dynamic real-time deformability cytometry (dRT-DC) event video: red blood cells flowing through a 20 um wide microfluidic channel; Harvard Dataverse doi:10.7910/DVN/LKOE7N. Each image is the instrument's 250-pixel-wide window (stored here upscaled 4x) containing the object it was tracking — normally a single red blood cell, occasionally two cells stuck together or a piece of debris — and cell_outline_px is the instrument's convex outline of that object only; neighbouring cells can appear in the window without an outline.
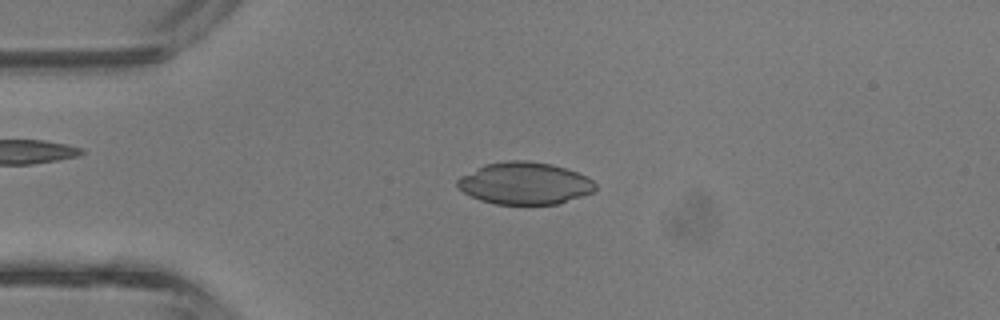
{"species": "common noctule bat (a hibernating species)", "species_latin": "Nyctalus noctula", "temperature_condition": "room temperature", "stored_images_in_passage": 41, "camera_frame_rate_fps": 3000, "um_per_image_px": 0.085, "animal": {"sex": "male", "body_mass_g": 13.3}, "frame": {"image": 1, "passage_image": 9, "time_ms": 2.667, "image_size_px": [1000, 320], "cell_outline_px": [[596, 188], [592, 192], [560, 204], [496, 204], [480, 200], [464, 192], [456, 184], [456, 180], [460, 176], [484, 164], [508, 160], [528, 160], [552, 164], [588, 176], [596, 184]], "centroid_in_image_um": [44.6, 15.57], "position_along_channel_um": 40.4, "area_um2": 33.93}}
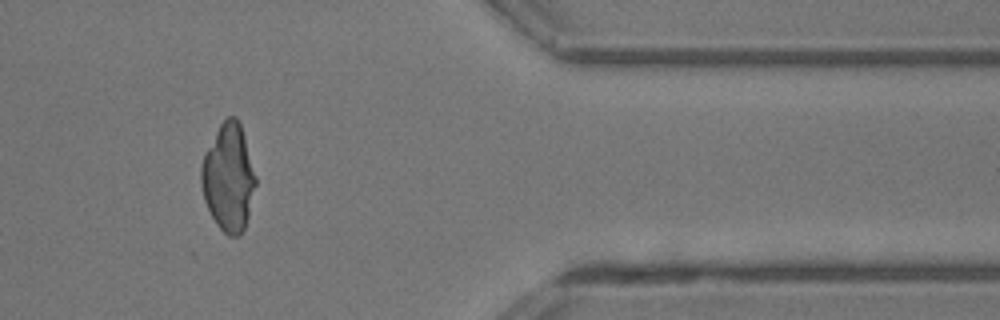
{"frame": {"image": 2, "passage_image": 34, "time_ms": 11.0, "image_size_px": [1000, 320], "cell_outline_px": [[256, 184], [248, 216], [244, 228], [240, 236], [228, 236], [216, 224], [204, 200], [200, 184], [200, 168], [204, 152], [220, 124], [228, 116], [236, 116], [240, 124], [256, 176]], "centroid_in_image_um": [19.4, 15.1], "position_along_channel_um": 392.0, "area_um2": 33.99}}
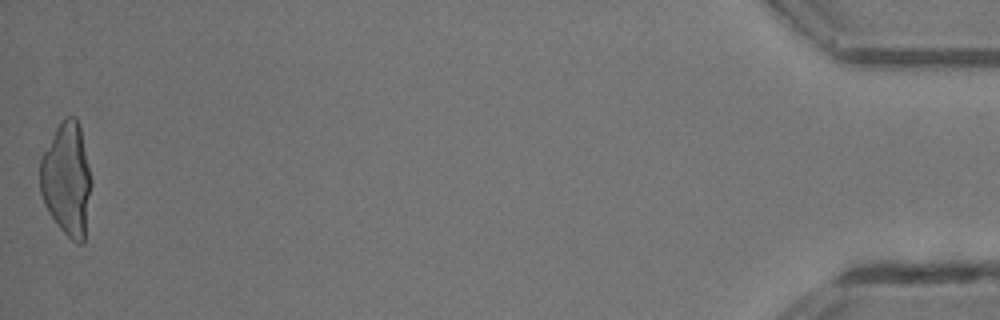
{"frame": {"image": 3, "passage_image": 41, "time_ms": 13.333, "image_size_px": [1000, 320], "cell_outline_px": [[92, 184], [84, 244], [76, 244], [56, 224], [48, 212], [44, 204], [40, 192], [40, 160], [56, 128], [68, 116], [76, 116], [80, 124], [92, 180]], "centroid_in_image_um": [5.7, 15.27], "position_along_channel_um": 429.5, "area_um2": 34.04}}